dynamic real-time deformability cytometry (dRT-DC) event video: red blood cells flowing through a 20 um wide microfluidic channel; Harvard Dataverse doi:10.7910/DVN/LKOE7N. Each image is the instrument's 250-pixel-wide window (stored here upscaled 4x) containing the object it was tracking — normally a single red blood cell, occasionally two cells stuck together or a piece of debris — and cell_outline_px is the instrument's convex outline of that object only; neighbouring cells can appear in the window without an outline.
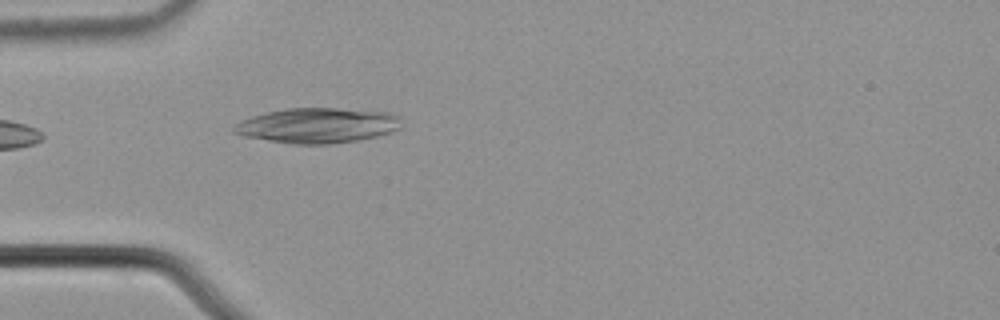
{"species": "common noctule bat (a hibernating species)", "species_latin": "Nyctalus noctula", "temperature_condition": "cold", "stored_images_in_passage": 3, "camera_frame_rate_fps": 3000, "um_per_image_px": 0.085, "animal": {"sex": "male", "body_mass_g": 21.5, "forearm_length_mm": 52.0}, "frame": {"image": 1, "passage_image": 3, "time_ms": 0.667, "image_size_px": [1000, 320], "cell_outline_px": [[400, 128], [392, 132], [376, 136], [356, 140], [328, 144], [292, 144], [244, 136], [232, 132], [232, 128], [240, 120], [252, 116], [268, 112], [288, 108], [336, 108], [392, 112], [400, 116]], "centroid_in_image_um": [27.0, 10.66], "position_along_channel_um": 58.0, "area_um2": 34.28}}